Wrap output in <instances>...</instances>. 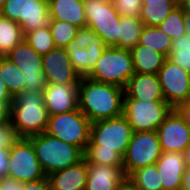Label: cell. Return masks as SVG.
<instances>
[{"instance_id": "6da1fadb", "label": "cell", "mask_w": 190, "mask_h": 190, "mask_svg": "<svg viewBox=\"0 0 190 190\" xmlns=\"http://www.w3.org/2000/svg\"><path fill=\"white\" fill-rule=\"evenodd\" d=\"M124 88L83 76L78 84V108L91 123L123 114Z\"/></svg>"}, {"instance_id": "7bdbcfd3", "label": "cell", "mask_w": 190, "mask_h": 190, "mask_svg": "<svg viewBox=\"0 0 190 190\" xmlns=\"http://www.w3.org/2000/svg\"><path fill=\"white\" fill-rule=\"evenodd\" d=\"M181 190H190V168L185 169Z\"/></svg>"}, {"instance_id": "e0dca14e", "label": "cell", "mask_w": 190, "mask_h": 190, "mask_svg": "<svg viewBox=\"0 0 190 190\" xmlns=\"http://www.w3.org/2000/svg\"><path fill=\"white\" fill-rule=\"evenodd\" d=\"M43 95L48 116L78 109V84H47Z\"/></svg>"}, {"instance_id": "bcb514c9", "label": "cell", "mask_w": 190, "mask_h": 190, "mask_svg": "<svg viewBox=\"0 0 190 190\" xmlns=\"http://www.w3.org/2000/svg\"><path fill=\"white\" fill-rule=\"evenodd\" d=\"M184 155V163L186 168H190V143L186 147V149L183 151Z\"/></svg>"}, {"instance_id": "e575fe53", "label": "cell", "mask_w": 190, "mask_h": 190, "mask_svg": "<svg viewBox=\"0 0 190 190\" xmlns=\"http://www.w3.org/2000/svg\"><path fill=\"white\" fill-rule=\"evenodd\" d=\"M112 2L120 16L140 17L141 0H112Z\"/></svg>"}, {"instance_id": "c3c4849f", "label": "cell", "mask_w": 190, "mask_h": 190, "mask_svg": "<svg viewBox=\"0 0 190 190\" xmlns=\"http://www.w3.org/2000/svg\"><path fill=\"white\" fill-rule=\"evenodd\" d=\"M6 2V0H0V10L1 8L4 6V3Z\"/></svg>"}, {"instance_id": "7dc6e473", "label": "cell", "mask_w": 190, "mask_h": 190, "mask_svg": "<svg viewBox=\"0 0 190 190\" xmlns=\"http://www.w3.org/2000/svg\"><path fill=\"white\" fill-rule=\"evenodd\" d=\"M179 4L183 7L185 11H190V0H182Z\"/></svg>"}, {"instance_id": "3957f363", "label": "cell", "mask_w": 190, "mask_h": 190, "mask_svg": "<svg viewBox=\"0 0 190 190\" xmlns=\"http://www.w3.org/2000/svg\"><path fill=\"white\" fill-rule=\"evenodd\" d=\"M37 159L47 175L73 166L84 159V151L58 138L42 133L29 137Z\"/></svg>"}, {"instance_id": "5b68a950", "label": "cell", "mask_w": 190, "mask_h": 190, "mask_svg": "<svg viewBox=\"0 0 190 190\" xmlns=\"http://www.w3.org/2000/svg\"><path fill=\"white\" fill-rule=\"evenodd\" d=\"M133 132L123 114L95 121L91 123L89 143L86 149L115 150L124 156Z\"/></svg>"}, {"instance_id": "d590c367", "label": "cell", "mask_w": 190, "mask_h": 190, "mask_svg": "<svg viewBox=\"0 0 190 190\" xmlns=\"http://www.w3.org/2000/svg\"><path fill=\"white\" fill-rule=\"evenodd\" d=\"M18 139L16 130L9 119L0 125V148H10Z\"/></svg>"}, {"instance_id": "44dd1931", "label": "cell", "mask_w": 190, "mask_h": 190, "mask_svg": "<svg viewBox=\"0 0 190 190\" xmlns=\"http://www.w3.org/2000/svg\"><path fill=\"white\" fill-rule=\"evenodd\" d=\"M88 177L85 190H116L126 177L123 166L87 163Z\"/></svg>"}, {"instance_id": "f35d334b", "label": "cell", "mask_w": 190, "mask_h": 190, "mask_svg": "<svg viewBox=\"0 0 190 190\" xmlns=\"http://www.w3.org/2000/svg\"><path fill=\"white\" fill-rule=\"evenodd\" d=\"M9 148H0V179L8 177Z\"/></svg>"}, {"instance_id": "74e56055", "label": "cell", "mask_w": 190, "mask_h": 190, "mask_svg": "<svg viewBox=\"0 0 190 190\" xmlns=\"http://www.w3.org/2000/svg\"><path fill=\"white\" fill-rule=\"evenodd\" d=\"M13 102V97L9 93L6 84L0 79V105H3L8 111Z\"/></svg>"}, {"instance_id": "8fae6325", "label": "cell", "mask_w": 190, "mask_h": 190, "mask_svg": "<svg viewBox=\"0 0 190 190\" xmlns=\"http://www.w3.org/2000/svg\"><path fill=\"white\" fill-rule=\"evenodd\" d=\"M0 14L16 21L24 34L49 26L51 20L48 0H6Z\"/></svg>"}, {"instance_id": "d4e9b609", "label": "cell", "mask_w": 190, "mask_h": 190, "mask_svg": "<svg viewBox=\"0 0 190 190\" xmlns=\"http://www.w3.org/2000/svg\"><path fill=\"white\" fill-rule=\"evenodd\" d=\"M22 40L24 33L19 24L0 14V56H6Z\"/></svg>"}, {"instance_id": "ac0fdd59", "label": "cell", "mask_w": 190, "mask_h": 190, "mask_svg": "<svg viewBox=\"0 0 190 190\" xmlns=\"http://www.w3.org/2000/svg\"><path fill=\"white\" fill-rule=\"evenodd\" d=\"M124 91V99H138L144 102L165 101L157 74L134 73Z\"/></svg>"}, {"instance_id": "9c48e42d", "label": "cell", "mask_w": 190, "mask_h": 190, "mask_svg": "<svg viewBox=\"0 0 190 190\" xmlns=\"http://www.w3.org/2000/svg\"><path fill=\"white\" fill-rule=\"evenodd\" d=\"M162 150L156 131L133 132L123 156V169L129 177L134 171L154 165Z\"/></svg>"}, {"instance_id": "8d00e7d4", "label": "cell", "mask_w": 190, "mask_h": 190, "mask_svg": "<svg viewBox=\"0 0 190 190\" xmlns=\"http://www.w3.org/2000/svg\"><path fill=\"white\" fill-rule=\"evenodd\" d=\"M23 190H51L47 176L37 181L23 183Z\"/></svg>"}, {"instance_id": "7c38bea8", "label": "cell", "mask_w": 190, "mask_h": 190, "mask_svg": "<svg viewBox=\"0 0 190 190\" xmlns=\"http://www.w3.org/2000/svg\"><path fill=\"white\" fill-rule=\"evenodd\" d=\"M8 177L22 183L46 177L29 138H19L9 148Z\"/></svg>"}, {"instance_id": "4316f807", "label": "cell", "mask_w": 190, "mask_h": 190, "mask_svg": "<svg viewBox=\"0 0 190 190\" xmlns=\"http://www.w3.org/2000/svg\"><path fill=\"white\" fill-rule=\"evenodd\" d=\"M144 25L139 18L121 16L119 23V48L131 50L138 44Z\"/></svg>"}, {"instance_id": "f1b7e54d", "label": "cell", "mask_w": 190, "mask_h": 190, "mask_svg": "<svg viewBox=\"0 0 190 190\" xmlns=\"http://www.w3.org/2000/svg\"><path fill=\"white\" fill-rule=\"evenodd\" d=\"M129 177L140 190H162L160 175L155 164L140 168Z\"/></svg>"}, {"instance_id": "9a60e30c", "label": "cell", "mask_w": 190, "mask_h": 190, "mask_svg": "<svg viewBox=\"0 0 190 190\" xmlns=\"http://www.w3.org/2000/svg\"><path fill=\"white\" fill-rule=\"evenodd\" d=\"M162 152H180L190 143V127L173 109L156 130Z\"/></svg>"}, {"instance_id": "484cf974", "label": "cell", "mask_w": 190, "mask_h": 190, "mask_svg": "<svg viewBox=\"0 0 190 190\" xmlns=\"http://www.w3.org/2000/svg\"><path fill=\"white\" fill-rule=\"evenodd\" d=\"M0 79L4 81L13 98L24 92V74L6 56H0Z\"/></svg>"}, {"instance_id": "ee69618b", "label": "cell", "mask_w": 190, "mask_h": 190, "mask_svg": "<svg viewBox=\"0 0 190 190\" xmlns=\"http://www.w3.org/2000/svg\"><path fill=\"white\" fill-rule=\"evenodd\" d=\"M183 18H184V31L185 35L190 36V11H185L183 9Z\"/></svg>"}, {"instance_id": "52a82bcc", "label": "cell", "mask_w": 190, "mask_h": 190, "mask_svg": "<svg viewBox=\"0 0 190 190\" xmlns=\"http://www.w3.org/2000/svg\"><path fill=\"white\" fill-rule=\"evenodd\" d=\"M87 26L98 34L106 46L119 48L120 15L112 0H84Z\"/></svg>"}, {"instance_id": "60d3db41", "label": "cell", "mask_w": 190, "mask_h": 190, "mask_svg": "<svg viewBox=\"0 0 190 190\" xmlns=\"http://www.w3.org/2000/svg\"><path fill=\"white\" fill-rule=\"evenodd\" d=\"M175 110L185 120L187 125L190 127V99L186 102L179 104Z\"/></svg>"}, {"instance_id": "836d02e7", "label": "cell", "mask_w": 190, "mask_h": 190, "mask_svg": "<svg viewBox=\"0 0 190 190\" xmlns=\"http://www.w3.org/2000/svg\"><path fill=\"white\" fill-rule=\"evenodd\" d=\"M84 159L87 163L106 166H123V156L115 150L86 149L84 151Z\"/></svg>"}, {"instance_id": "f546056e", "label": "cell", "mask_w": 190, "mask_h": 190, "mask_svg": "<svg viewBox=\"0 0 190 190\" xmlns=\"http://www.w3.org/2000/svg\"><path fill=\"white\" fill-rule=\"evenodd\" d=\"M24 40L42 56L56 48L49 26L26 32Z\"/></svg>"}, {"instance_id": "ffe728a7", "label": "cell", "mask_w": 190, "mask_h": 190, "mask_svg": "<svg viewBox=\"0 0 190 190\" xmlns=\"http://www.w3.org/2000/svg\"><path fill=\"white\" fill-rule=\"evenodd\" d=\"M88 177L87 161L47 175L51 190H85Z\"/></svg>"}, {"instance_id": "7402d4cb", "label": "cell", "mask_w": 190, "mask_h": 190, "mask_svg": "<svg viewBox=\"0 0 190 190\" xmlns=\"http://www.w3.org/2000/svg\"><path fill=\"white\" fill-rule=\"evenodd\" d=\"M51 20L65 21L77 27L87 26L84 0H48Z\"/></svg>"}, {"instance_id": "d6a6232c", "label": "cell", "mask_w": 190, "mask_h": 190, "mask_svg": "<svg viewBox=\"0 0 190 190\" xmlns=\"http://www.w3.org/2000/svg\"><path fill=\"white\" fill-rule=\"evenodd\" d=\"M162 32L167 34L172 40H175L183 35L184 31V18L183 7L179 4L167 16V18L157 26Z\"/></svg>"}, {"instance_id": "1f68e13d", "label": "cell", "mask_w": 190, "mask_h": 190, "mask_svg": "<svg viewBox=\"0 0 190 190\" xmlns=\"http://www.w3.org/2000/svg\"><path fill=\"white\" fill-rule=\"evenodd\" d=\"M49 28L56 48H66L79 29L73 24L59 20H50Z\"/></svg>"}, {"instance_id": "83f0119b", "label": "cell", "mask_w": 190, "mask_h": 190, "mask_svg": "<svg viewBox=\"0 0 190 190\" xmlns=\"http://www.w3.org/2000/svg\"><path fill=\"white\" fill-rule=\"evenodd\" d=\"M138 44L149 46L166 57L170 54L172 39L158 27L144 26Z\"/></svg>"}, {"instance_id": "30bf717a", "label": "cell", "mask_w": 190, "mask_h": 190, "mask_svg": "<svg viewBox=\"0 0 190 190\" xmlns=\"http://www.w3.org/2000/svg\"><path fill=\"white\" fill-rule=\"evenodd\" d=\"M172 110L166 101L124 99L123 115L134 132L156 131Z\"/></svg>"}, {"instance_id": "d6986e66", "label": "cell", "mask_w": 190, "mask_h": 190, "mask_svg": "<svg viewBox=\"0 0 190 190\" xmlns=\"http://www.w3.org/2000/svg\"><path fill=\"white\" fill-rule=\"evenodd\" d=\"M155 165L160 175L162 190H181L186 169L183 153L162 152Z\"/></svg>"}, {"instance_id": "ba28073f", "label": "cell", "mask_w": 190, "mask_h": 190, "mask_svg": "<svg viewBox=\"0 0 190 190\" xmlns=\"http://www.w3.org/2000/svg\"><path fill=\"white\" fill-rule=\"evenodd\" d=\"M90 127L91 122L78 108L49 116L45 133L85 151L89 143Z\"/></svg>"}, {"instance_id": "f6af8a7d", "label": "cell", "mask_w": 190, "mask_h": 190, "mask_svg": "<svg viewBox=\"0 0 190 190\" xmlns=\"http://www.w3.org/2000/svg\"><path fill=\"white\" fill-rule=\"evenodd\" d=\"M9 111L3 106L0 105V125L8 120Z\"/></svg>"}, {"instance_id": "4dcf8cb0", "label": "cell", "mask_w": 190, "mask_h": 190, "mask_svg": "<svg viewBox=\"0 0 190 190\" xmlns=\"http://www.w3.org/2000/svg\"><path fill=\"white\" fill-rule=\"evenodd\" d=\"M167 58L190 73V36L183 35L172 40L170 54Z\"/></svg>"}, {"instance_id": "603a6c76", "label": "cell", "mask_w": 190, "mask_h": 190, "mask_svg": "<svg viewBox=\"0 0 190 190\" xmlns=\"http://www.w3.org/2000/svg\"><path fill=\"white\" fill-rule=\"evenodd\" d=\"M135 73L157 74L167 58L149 46L137 44L131 49Z\"/></svg>"}, {"instance_id": "7a4b0ae2", "label": "cell", "mask_w": 190, "mask_h": 190, "mask_svg": "<svg viewBox=\"0 0 190 190\" xmlns=\"http://www.w3.org/2000/svg\"><path fill=\"white\" fill-rule=\"evenodd\" d=\"M41 92L25 90L13 98L8 119L19 138L42 134L48 125V113Z\"/></svg>"}, {"instance_id": "4fadbf2b", "label": "cell", "mask_w": 190, "mask_h": 190, "mask_svg": "<svg viewBox=\"0 0 190 190\" xmlns=\"http://www.w3.org/2000/svg\"><path fill=\"white\" fill-rule=\"evenodd\" d=\"M6 57L14 62L24 74V91L43 93L47 83L43 73L42 55L22 40Z\"/></svg>"}, {"instance_id": "cb8c5ba5", "label": "cell", "mask_w": 190, "mask_h": 190, "mask_svg": "<svg viewBox=\"0 0 190 190\" xmlns=\"http://www.w3.org/2000/svg\"><path fill=\"white\" fill-rule=\"evenodd\" d=\"M139 19L144 26L157 27L179 5L177 0H141Z\"/></svg>"}, {"instance_id": "2e32d148", "label": "cell", "mask_w": 190, "mask_h": 190, "mask_svg": "<svg viewBox=\"0 0 190 190\" xmlns=\"http://www.w3.org/2000/svg\"><path fill=\"white\" fill-rule=\"evenodd\" d=\"M47 84H79L81 76L73 69L65 48H54L42 56Z\"/></svg>"}, {"instance_id": "8992f818", "label": "cell", "mask_w": 190, "mask_h": 190, "mask_svg": "<svg viewBox=\"0 0 190 190\" xmlns=\"http://www.w3.org/2000/svg\"><path fill=\"white\" fill-rule=\"evenodd\" d=\"M102 38L90 27H80L75 38L65 48L73 69L81 76H87L106 49Z\"/></svg>"}, {"instance_id": "277c9868", "label": "cell", "mask_w": 190, "mask_h": 190, "mask_svg": "<svg viewBox=\"0 0 190 190\" xmlns=\"http://www.w3.org/2000/svg\"><path fill=\"white\" fill-rule=\"evenodd\" d=\"M134 73L131 50L107 46L86 77L125 89Z\"/></svg>"}, {"instance_id": "b9f144b4", "label": "cell", "mask_w": 190, "mask_h": 190, "mask_svg": "<svg viewBox=\"0 0 190 190\" xmlns=\"http://www.w3.org/2000/svg\"><path fill=\"white\" fill-rule=\"evenodd\" d=\"M116 190H140L130 177H125L118 185Z\"/></svg>"}, {"instance_id": "5bb4252c", "label": "cell", "mask_w": 190, "mask_h": 190, "mask_svg": "<svg viewBox=\"0 0 190 190\" xmlns=\"http://www.w3.org/2000/svg\"><path fill=\"white\" fill-rule=\"evenodd\" d=\"M165 101L175 109L190 99V73L168 58L157 73Z\"/></svg>"}, {"instance_id": "ab89813d", "label": "cell", "mask_w": 190, "mask_h": 190, "mask_svg": "<svg viewBox=\"0 0 190 190\" xmlns=\"http://www.w3.org/2000/svg\"><path fill=\"white\" fill-rule=\"evenodd\" d=\"M0 190H23V183L10 177L0 179Z\"/></svg>"}]
</instances>
